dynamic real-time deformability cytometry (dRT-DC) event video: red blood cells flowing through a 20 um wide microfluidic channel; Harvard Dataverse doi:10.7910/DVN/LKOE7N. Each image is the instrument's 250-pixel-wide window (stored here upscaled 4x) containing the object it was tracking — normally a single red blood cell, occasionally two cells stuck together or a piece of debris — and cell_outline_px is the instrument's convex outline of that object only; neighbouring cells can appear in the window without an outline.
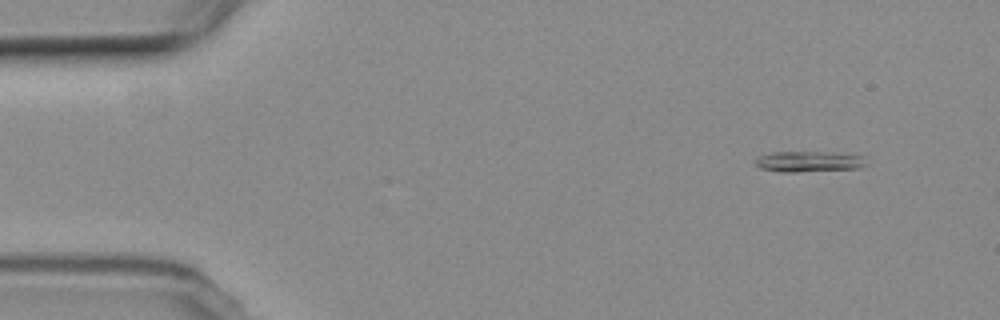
{"species": "common noctule bat (a hibernating species)", "species_latin": "Nyctalus noctula", "temperature_condition": "room temperature", "stored_images_in_passage": 2, "camera_frame_rate_fps": 3000, "um_per_image_px": 0.085, "animal": {"sex": "female", "body_mass_g": 19.3, "forearm_length_mm": 54.1}, "frame": {"image": 1, "passage_image": 1, "time_ms": 0.0, "image_size_px": [1000, 320], "cell_outline_px": [[868, 164], [856, 168], [796, 172], [784, 172], [760, 168], [756, 164], [756, 160], [760, 156], [772, 152], [820, 152], [860, 156]], "centroid_in_image_um": [68.7, 13.74], "position_along_channel_um": 16.3, "area_um2": 12.89}}